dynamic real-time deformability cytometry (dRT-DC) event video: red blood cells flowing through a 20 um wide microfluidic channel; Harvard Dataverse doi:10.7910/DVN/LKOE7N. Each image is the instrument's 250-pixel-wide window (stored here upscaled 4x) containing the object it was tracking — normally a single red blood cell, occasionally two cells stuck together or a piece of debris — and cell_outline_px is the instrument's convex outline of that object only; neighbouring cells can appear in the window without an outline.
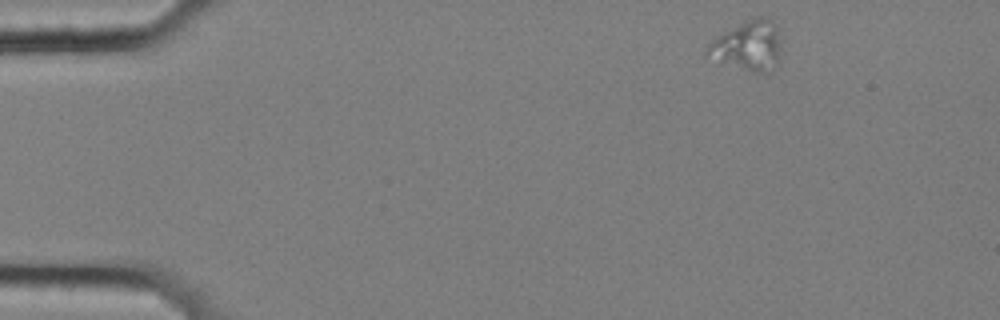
{"species": "common noctule bat (a hibernating species)", "species_latin": "Nyctalus noctula", "temperature_condition": "cold", "stored_images_in_passage": 52, "camera_frame_rate_fps": 3000, "um_per_image_px": 0.085, "animal": {"sex": "female", "body_mass_g": 25.1}, "frame": {"image": 1, "passage_image": 1, "time_ms": 0.0, "image_size_px": [1000, 320], "cell_outline_px": [[780, 48], [776, 60], [760, 72], [752, 72], [720, 60], [704, 52], [704, 48], [708, 44], [744, 20], [752, 16], [768, 16], [776, 24]], "centroid_in_image_um": [63.58, 3.78], "position_along_channel_um": 21.4, "area_um2": 20.35}}
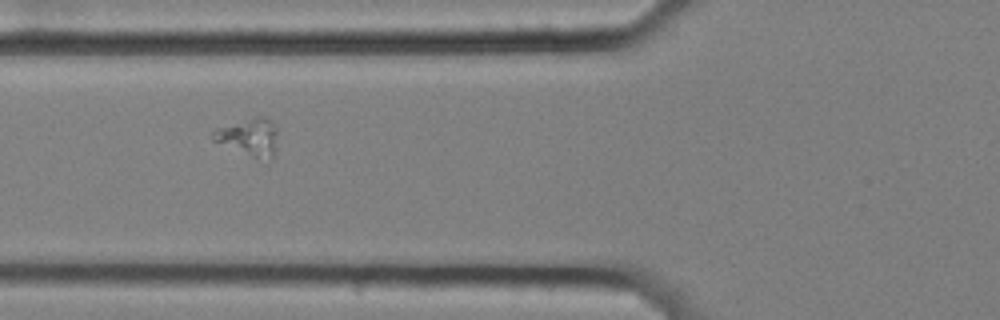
{"frame": {"image": 2, "passage_image": 16, "time_ms": 5.0, "image_size_px": [1000, 320], "cell_outline_px": [[276, 136], [272, 156], [252, 156], [212, 140], [212, 132], [216, 128], [260, 116], [264, 116], [272, 120], [276, 124]], "centroid_in_image_um": [21.15, 11.58], "position_along_channel_um": 104.7, "area_um2": 13.29}}
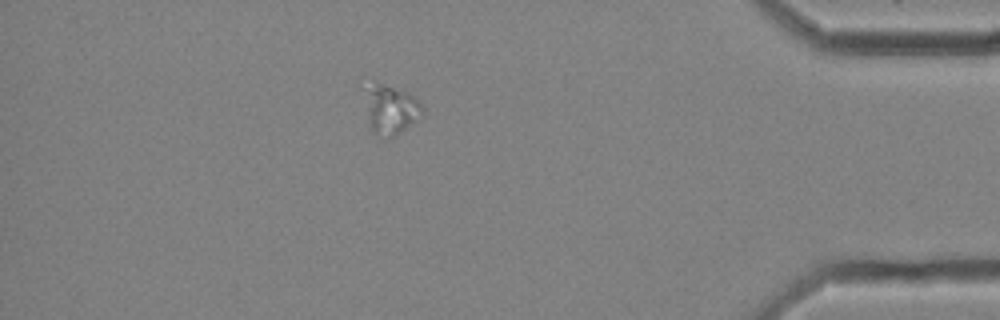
{"frame": {"image": 3, "passage_image": 45, "time_ms": 14.667, "image_size_px": [1000, 320], "cell_outline_px": [[424, 112], [400, 132], [384, 140], [372, 128], [368, 120], [368, 116], [372, 80], [408, 92], [424, 108]], "centroid_in_image_um": [33.28, 9.33], "position_along_channel_um": 401.9, "area_um2": 15.32}}